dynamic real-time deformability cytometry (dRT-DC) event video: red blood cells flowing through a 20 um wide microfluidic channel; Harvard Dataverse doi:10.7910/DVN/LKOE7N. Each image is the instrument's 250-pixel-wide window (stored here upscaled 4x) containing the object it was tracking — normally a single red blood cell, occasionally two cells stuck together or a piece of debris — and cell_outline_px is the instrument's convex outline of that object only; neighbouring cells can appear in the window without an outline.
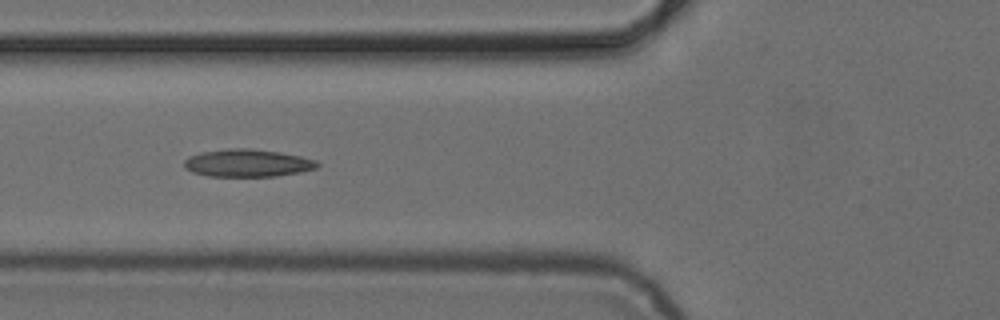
{"species": "common noctule bat (a hibernating species)", "species_latin": "Nyctalus noctula", "temperature_condition": "cold", "stored_images_in_passage": 2, "camera_frame_rate_fps": 3000, "um_per_image_px": 0.085, "animal": {"sex": "female", "body_mass_g": 24.6, "forearm_length_mm": 56.2}, "frame": {"image": 1, "passage_image": 2, "time_ms": 1.0, "image_size_px": [1000, 320], "cell_outline_px": [[320, 164], [316, 168], [300, 172], [276, 176], [208, 176], [192, 172], [184, 168], [184, 160], [188, 156], [200, 152], [228, 148], [248, 148], [280, 152], [300, 156], [316, 160]], "centroid_in_image_um": [21.01, 13.85], "position_along_channel_um": 104.8, "area_um2": 21.5}}